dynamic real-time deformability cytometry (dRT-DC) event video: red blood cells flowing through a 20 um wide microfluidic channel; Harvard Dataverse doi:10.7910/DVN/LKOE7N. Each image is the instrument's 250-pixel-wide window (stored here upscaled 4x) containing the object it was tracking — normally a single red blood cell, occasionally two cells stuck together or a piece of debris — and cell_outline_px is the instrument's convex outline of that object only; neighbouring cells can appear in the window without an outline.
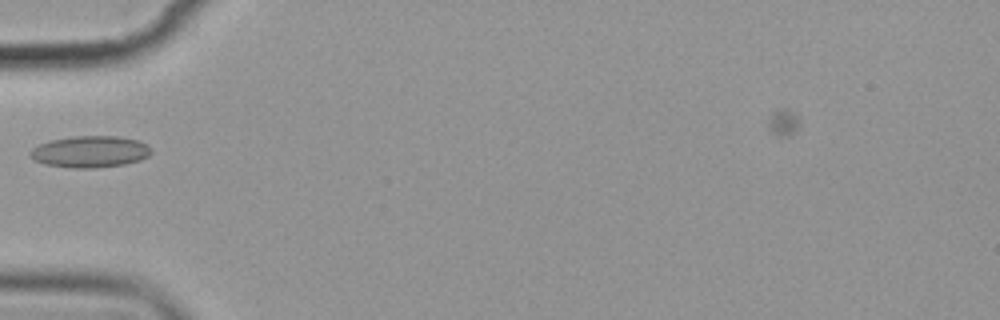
{"species": "common noctule bat (a hibernating species)", "species_latin": "Nyctalus noctula", "temperature_condition": "cold", "stored_images_in_passage": 3, "camera_frame_rate_fps": 3000, "um_per_image_px": 0.085, "animal": {"sex": "female", "body_mass_g": 19.9}, "frame": {"image": 1, "passage_image": 3, "time_ms": 3.0, "image_size_px": [1000, 320], "cell_outline_px": [[152, 152], [148, 156], [140, 160], [124, 164], [96, 168], [72, 168], [44, 164], [28, 156], [28, 152], [32, 148], [40, 144], [52, 140], [72, 136], [116, 136], [140, 140], [148, 144]], "centroid_in_image_um": [7.67, 12.89], "position_along_channel_um": 77.3, "area_um2": 22.43}}